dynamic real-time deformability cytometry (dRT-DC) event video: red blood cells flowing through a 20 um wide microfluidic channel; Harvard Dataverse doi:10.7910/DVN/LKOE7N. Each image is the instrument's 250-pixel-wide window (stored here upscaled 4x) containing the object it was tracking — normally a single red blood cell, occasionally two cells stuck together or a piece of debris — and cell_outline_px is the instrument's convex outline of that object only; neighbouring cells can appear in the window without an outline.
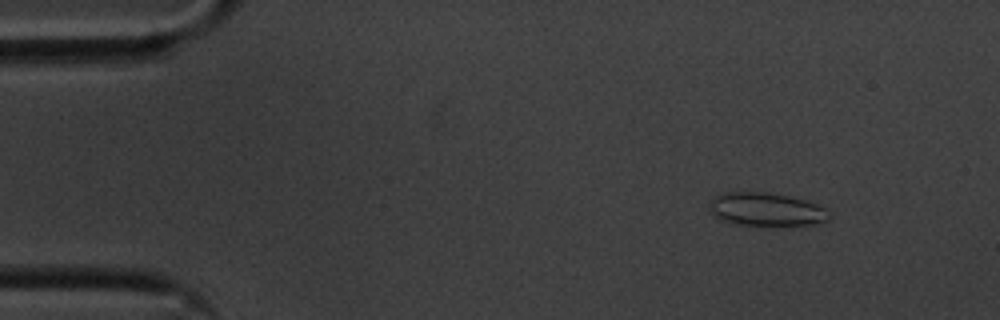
{"species": "common noctule bat (a hibernating species)", "species_latin": "Nyctalus noctula", "temperature_condition": "cold", "stored_images_in_passage": 57, "camera_frame_rate_fps": 3000, "um_per_image_px": 0.085, "animal": {"sex": "male", "body_mass_g": 20.1, "forearm_length_mm": 53.5}, "frame": {"image": 1, "passage_image": 7, "time_ms": 2.0, "image_size_px": [1000, 320], "cell_outline_px": [[832, 216], [828, 220], [816, 224], [740, 224], [720, 220], [708, 212], [712, 196], [720, 192], [768, 192], [788, 196], [804, 200], [816, 204], [832, 212]], "centroid_in_image_um": [65.09, 17.77], "position_along_channel_um": 19.9, "area_um2": 23.18}}
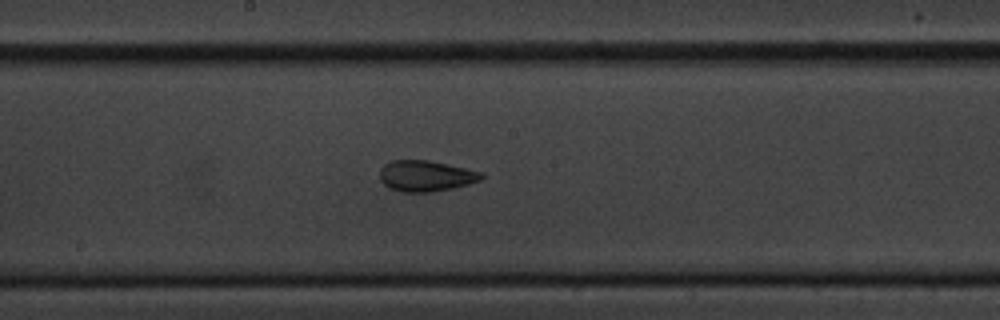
{"frame": {"image": 2, "passage_image": 30, "time_ms": 9.667, "image_size_px": [1000, 320], "cell_outline_px": [[484, 176], [480, 180], [468, 184], [452, 188], [432, 192], [400, 192], [388, 188], [380, 180], [380, 168], [384, 164], [392, 160], [428, 160], [484, 172]], "centroid_in_image_um": [36.17, 14.95], "position_along_channel_um": 212.0, "area_um2": 18.44}}
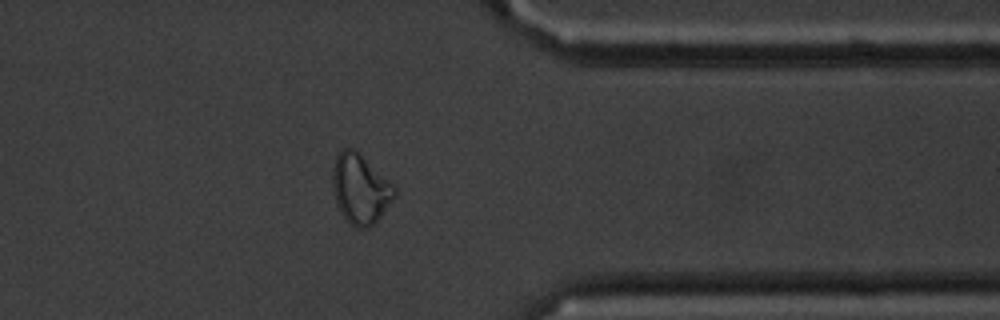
{"frame": {"image": 3, "passage_image": 45, "time_ms": 14.667, "image_size_px": [1000, 320], "cell_outline_px": [[396, 196], [380, 216], [368, 228], [356, 228], [348, 224], [340, 212], [336, 204], [332, 184], [332, 168], [336, 156], [344, 148], [356, 148], [396, 188]], "centroid_in_image_um": [30.6, 16.05], "position_along_channel_um": 380.8, "area_um2": 25.26}}